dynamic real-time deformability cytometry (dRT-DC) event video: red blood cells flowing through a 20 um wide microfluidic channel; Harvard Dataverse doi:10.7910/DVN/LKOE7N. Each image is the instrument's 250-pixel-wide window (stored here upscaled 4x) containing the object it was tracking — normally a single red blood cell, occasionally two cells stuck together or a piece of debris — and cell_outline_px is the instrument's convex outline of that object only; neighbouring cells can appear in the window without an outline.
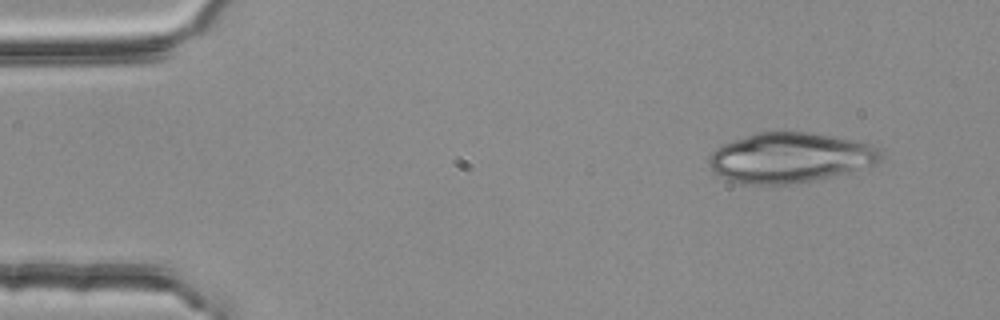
{"species": "common noctule bat (a hibernating species)", "species_latin": "Nyctalus noctula", "temperature_condition": "room temperature", "stored_images_in_passage": 2, "camera_frame_rate_fps": 3000, "um_per_image_px": 0.085, "animal": {"sex": "female", "body_mass_g": 25.1}, "frame": {"image": 1, "passage_image": 1, "time_ms": 0.0, "image_size_px": [1000, 320], "cell_outline_px": [[884, 156], [876, 164], [836, 176], [788, 184], [748, 184], [732, 180], [720, 176], [712, 172], [708, 164], [708, 156], [716, 148], [732, 140], [756, 132], [808, 132], [852, 140], [872, 144], [880, 148], [884, 152]], "centroid_in_image_um": [67.17, 13.4], "position_along_channel_um": 17.8, "area_um2": 50.23}}